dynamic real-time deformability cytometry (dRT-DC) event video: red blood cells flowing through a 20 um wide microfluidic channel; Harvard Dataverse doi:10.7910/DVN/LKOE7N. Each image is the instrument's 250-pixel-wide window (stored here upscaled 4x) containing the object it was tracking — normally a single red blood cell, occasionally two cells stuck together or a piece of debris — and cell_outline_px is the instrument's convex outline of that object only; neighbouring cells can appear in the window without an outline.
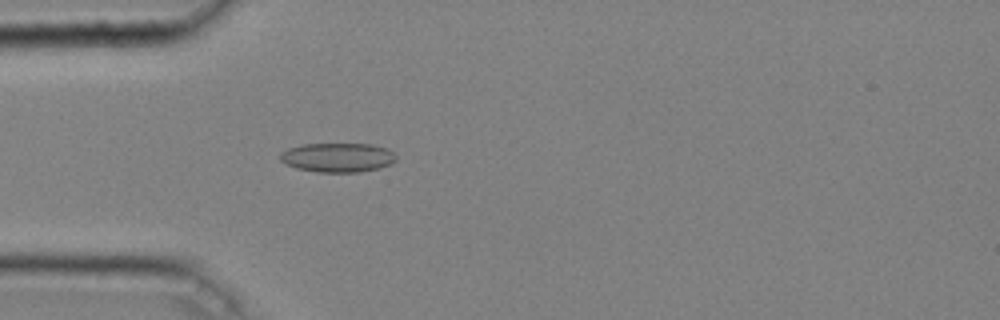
{"species": "common noctule bat (a hibernating species)", "species_latin": "Nyctalus noctula", "temperature_condition": "cold", "stored_images_in_passage": 47, "camera_frame_rate_fps": 3000, "um_per_image_px": 0.085, "animal": {"sex": "male", "body_mass_g": 20.4}, "frame": {"image": 1, "passage_image": 14, "time_ms": 4.333, "image_size_px": [1000, 320], "cell_outline_px": [[396, 160], [392, 164], [380, 168], [360, 172], [316, 172], [296, 168], [280, 160], [280, 152], [288, 148], [300, 144], [372, 144], [388, 148], [396, 156]], "centroid_in_image_um": [28.72, 13.38], "position_along_channel_um": 56.3, "area_um2": 19.94}}
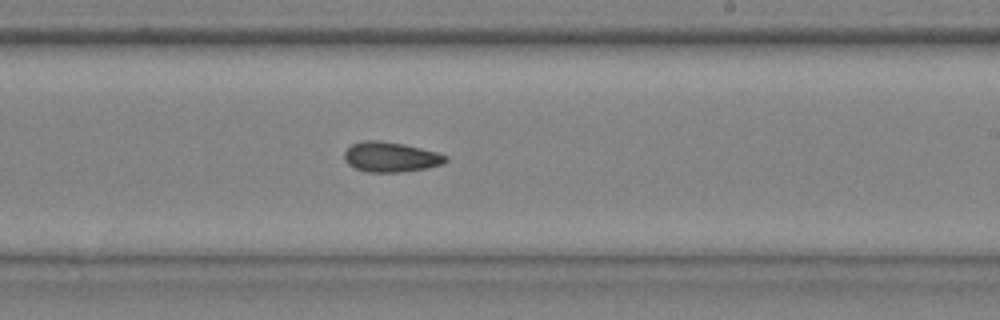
{"frame": {"image": 2, "passage_image": 29, "time_ms": 9.333, "image_size_px": [1000, 320], "cell_outline_px": [[448, 160], [444, 164], [428, 168], [400, 172], [368, 172], [356, 168], [348, 164], [344, 160], [344, 152], [352, 144], [364, 140], [380, 140], [404, 144], [436, 152], [448, 156]], "centroid_in_image_um": [33.22, 13.34], "position_along_channel_um": 255.8, "area_um2": 17.8}}
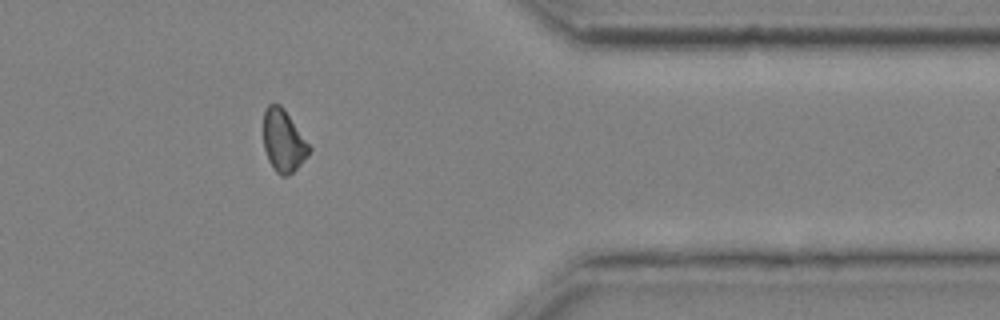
{"frame": {"image": 3, "passage_image": 40, "time_ms": 13.0, "image_size_px": [1000, 320], "cell_outline_px": [[312, 148], [308, 156], [292, 172], [284, 176], [280, 176], [276, 172], [268, 160], [264, 148], [264, 112], [268, 104], [280, 104], [284, 108]], "centroid_in_image_um": [24.09, 11.97], "position_along_channel_um": 387.3, "area_um2": 16.47}}